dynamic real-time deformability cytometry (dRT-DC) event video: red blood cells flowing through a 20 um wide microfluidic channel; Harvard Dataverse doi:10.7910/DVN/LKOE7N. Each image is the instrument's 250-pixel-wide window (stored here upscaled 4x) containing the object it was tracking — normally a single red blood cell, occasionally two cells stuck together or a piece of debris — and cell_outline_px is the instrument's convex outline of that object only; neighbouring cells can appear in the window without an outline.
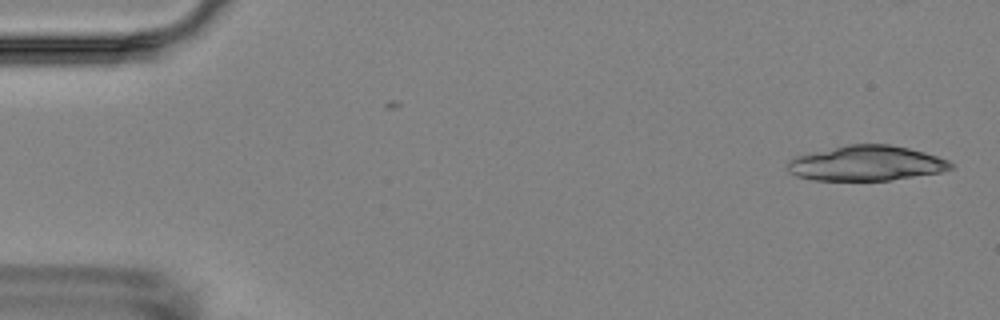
{"species": "Egyptian fruit bat (a non-hibernating species)", "species_latin": "Rousettus aegyptiacus", "temperature_condition": "room temperature", "stored_images_in_passage": 2, "camera_frame_rate_fps": 3000, "um_per_image_px": 0.085, "animal": {"sex": "female"}, "frame": {"image": 1, "passage_image": 2, "time_ms": 2.0, "image_size_px": [1000, 320], "cell_outline_px": [[956, 168], [940, 172], [892, 180], [812, 180], [796, 176], [788, 172], [788, 160], [796, 156], [812, 152], [848, 144], [888, 144], [908, 148], [924, 152], [948, 160]], "centroid_in_image_um": [73.63, 13.88], "position_along_channel_um": 11.4, "area_um2": 33.35}}